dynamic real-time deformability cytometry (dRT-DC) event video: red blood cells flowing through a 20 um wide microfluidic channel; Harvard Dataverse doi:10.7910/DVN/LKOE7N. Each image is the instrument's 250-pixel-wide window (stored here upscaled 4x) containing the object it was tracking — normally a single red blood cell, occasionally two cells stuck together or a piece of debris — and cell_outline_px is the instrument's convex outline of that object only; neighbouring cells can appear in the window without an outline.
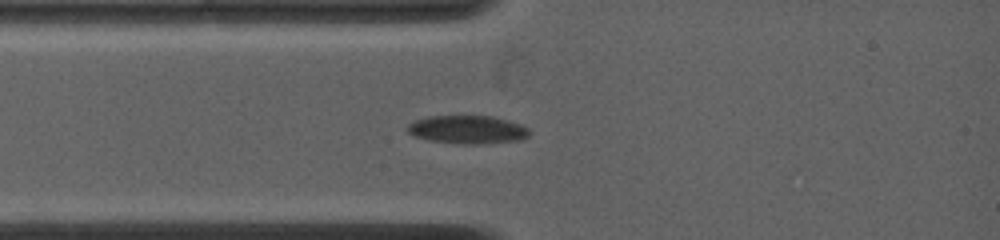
{"species": "common noctule bat (a hibernating species)", "species_latin": "Nyctalus noctula", "temperature_condition": "warm", "stored_images_in_passage": 16, "camera_frame_rate_fps": 4500, "um_per_image_px": 0.085, "animal": {"sex": "female", "body_mass_g": 19.0, "forearm_length_mm": 53.3}, "frame": {"image": 1, "passage_image": 7, "time_ms": 2.222, "image_size_px": [1000, 240], "cell_outline_px": [[528, 136], [520, 140], [480, 144], [460, 144], [428, 140], [416, 136], [408, 132], [408, 124], [416, 120], [428, 116], [492, 116], [508, 120], [520, 124], [528, 128]], "centroid_in_image_um": [39.74, 11.02], "position_along_channel_um": 45.3, "area_um2": 19.94}}
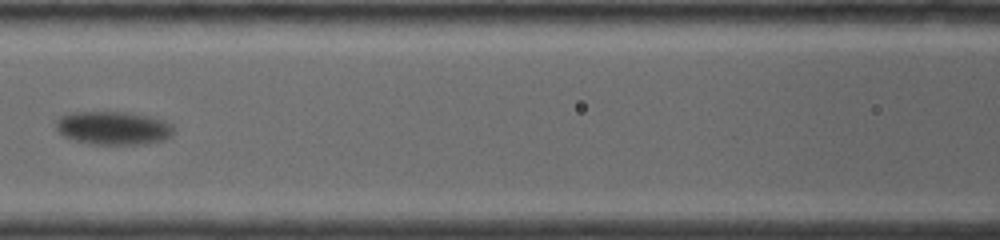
{"frame": {"image": 2, "passage_image": 13, "time_ms": 5.556, "image_size_px": [1000, 240], "cell_outline_px": [[172, 132], [164, 140], [144, 144], [92, 144], [72, 140], [64, 136], [56, 128], [56, 120], [60, 116], [72, 112], [128, 112], [148, 116], [164, 120], [172, 124]], "centroid_in_image_um": [9.6, 10.88], "position_along_channel_um": 157.0, "area_um2": 22.83}}
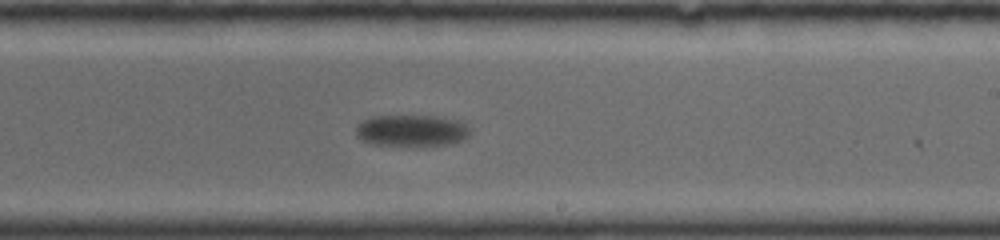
{"frame": {"image": 3, "passage_image": 16, "time_ms": 8.444, "image_size_px": [1000, 240], "cell_outline_px": [[472, 128], [468, 136], [464, 140], [452, 144], [372, 144], [360, 140], [356, 136], [356, 128], [364, 120], [376, 116], [432, 116], [456, 120]], "centroid_in_image_um": [35.01, 11.09], "position_along_channel_um": 254.0, "area_um2": 20.52}}